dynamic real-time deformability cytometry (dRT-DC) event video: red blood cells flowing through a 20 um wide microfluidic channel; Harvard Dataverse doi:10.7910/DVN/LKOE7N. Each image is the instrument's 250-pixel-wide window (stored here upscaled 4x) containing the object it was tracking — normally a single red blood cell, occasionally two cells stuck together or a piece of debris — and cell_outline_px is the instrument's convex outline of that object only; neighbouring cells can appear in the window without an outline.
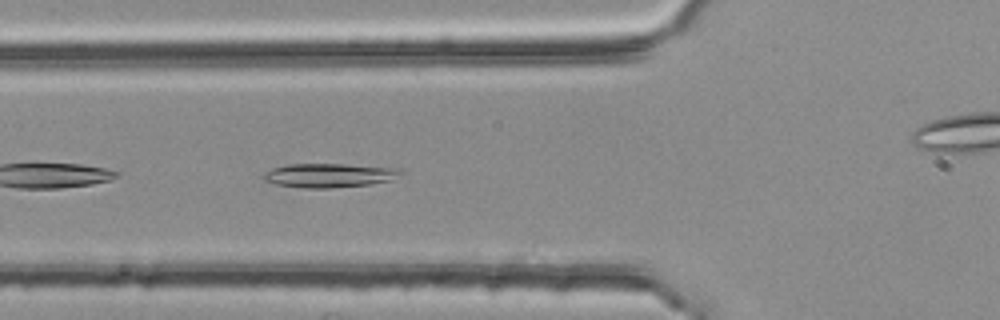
{"species": "common noctule bat (a hibernating species)", "species_latin": "Nyctalus noctula", "temperature_condition": "room temperature", "stored_images_in_passage": 32, "camera_frame_rate_fps": 3000, "um_per_image_px": 0.085, "animal": {"sex": "female", "body_mass_g": 25.1}, "frame": {"image": 1, "passage_image": 4, "time_ms": 1.0, "image_size_px": [1000, 320], "cell_outline_px": [[404, 172], [392, 180], [368, 184], [328, 188], [304, 188], [276, 184], [264, 180], [264, 172], [272, 168], [288, 164], [344, 164], [404, 168]], "centroid_in_image_um": [28.03, 14.89], "position_along_channel_um": 97.8, "area_um2": 19.25}}
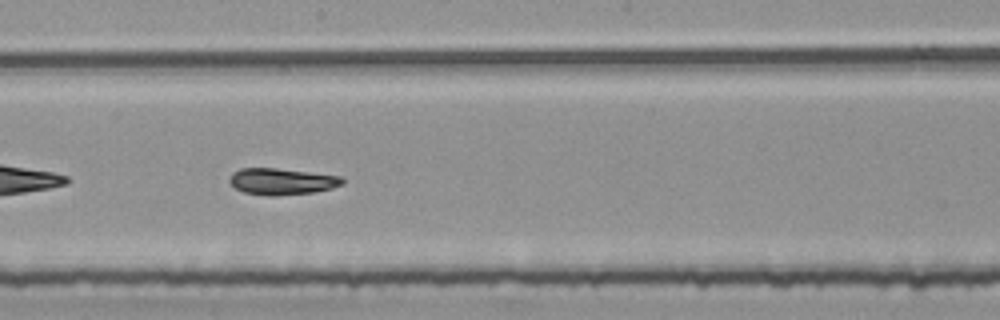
{"frame": {"image": 2, "passage_image": 14, "time_ms": 4.333, "image_size_px": [1000, 320], "cell_outline_px": [[344, 184], [332, 188], [312, 192], [276, 196], [268, 196], [244, 192], [236, 188], [228, 180], [232, 172], [240, 168], [276, 168], [344, 176]], "centroid_in_image_um": [23.97, 15.41], "position_along_channel_um": 224.2, "area_um2": 17.51}}
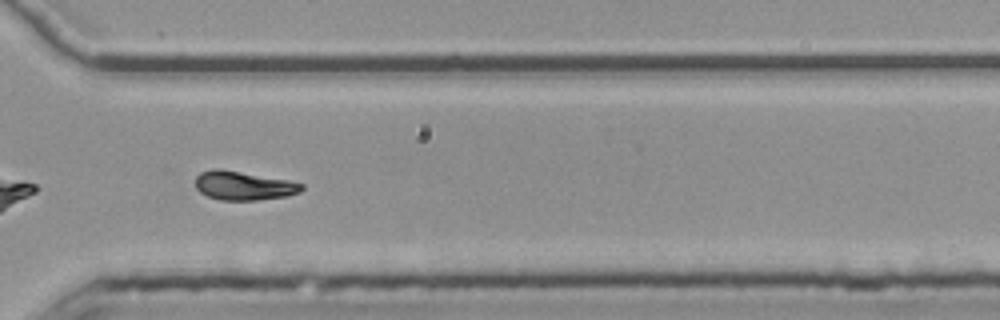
{"frame": {"image": 3, "passage_image": 24, "time_ms": 7.667, "image_size_px": [1000, 320], "cell_outline_px": [[304, 188], [300, 192], [288, 196], [256, 200], [220, 200], [208, 196], [200, 192], [196, 188], [196, 176], [200, 172], [212, 168], [220, 168], [288, 180], [304, 184]], "centroid_in_image_um": [20.7, 15.77], "position_along_channel_um": 349.9, "area_um2": 17.98}, "authors_computed_cell_mechanics": {"area_um2": 17.7157, "velocity_mm_per_s": 3.7826, "shape_relaxation_time_tau1_ms": 4.2805, "shape_relaxation_time_tau2_ms": 7.064, "deformation_change_tau1": 0.2098, "deformation_change_tau2": 0.1493}}